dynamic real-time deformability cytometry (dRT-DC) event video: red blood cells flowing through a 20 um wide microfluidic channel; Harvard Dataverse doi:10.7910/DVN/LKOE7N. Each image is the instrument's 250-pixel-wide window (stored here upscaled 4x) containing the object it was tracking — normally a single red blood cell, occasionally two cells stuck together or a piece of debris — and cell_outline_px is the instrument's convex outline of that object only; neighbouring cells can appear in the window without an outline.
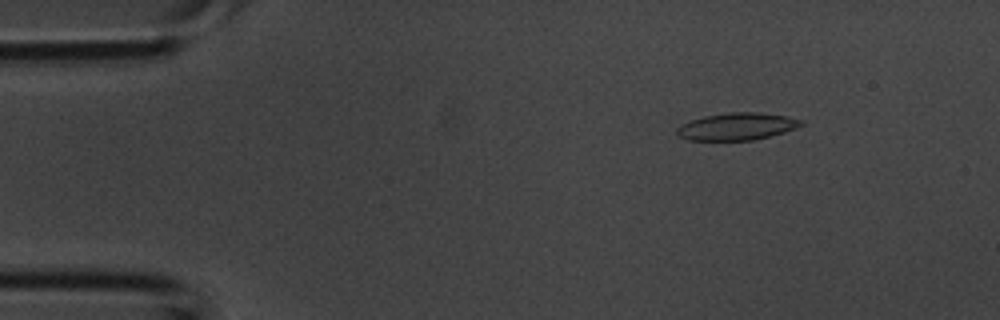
{"species": "common noctule bat (a hibernating species)", "species_latin": "Nyctalus noctula", "temperature_condition": "room temperature", "stored_images_in_passage": 38, "camera_frame_rate_fps": 3000, "um_per_image_px": 0.085, "animal": {"sex": "male", "body_mass_g": 20.1, "forearm_length_mm": 53.5}, "frame": {"image": 1, "passage_image": 5, "time_ms": 1.333, "image_size_px": [1000, 320], "cell_outline_px": [[804, 124], [796, 128], [784, 132], [752, 140], [688, 140], [676, 136], [676, 128], [680, 124], [704, 116], [728, 112], [756, 112], [788, 116], [804, 120]], "centroid_in_image_um": [62.62, 10.74], "position_along_channel_um": 22.4, "area_um2": 19.83}}
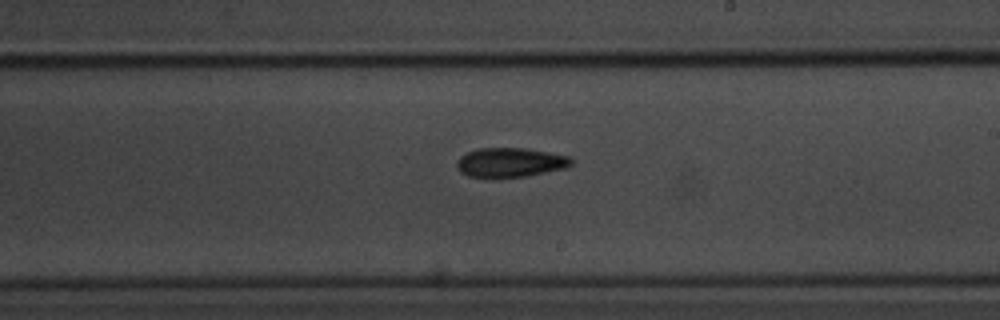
{"frame": {"image": 2, "passage_image": 22, "time_ms": 7.0, "image_size_px": [1000, 320], "cell_outline_px": [[572, 164], [568, 168], [524, 176], [492, 180], [468, 176], [460, 172], [456, 168], [456, 164], [460, 156], [476, 148], [524, 148], [568, 156], [572, 160]], "centroid_in_image_um": [43.31, 13.84], "position_along_channel_um": 245.7, "area_um2": 20.06}}
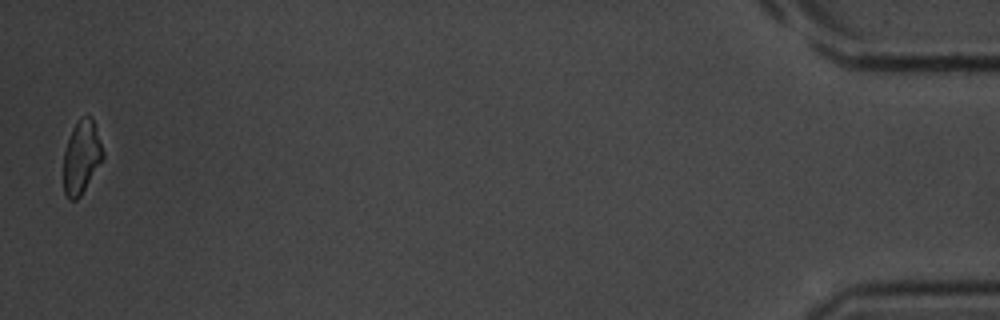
{"frame": {"image": 3, "passage_image": 38, "time_ms": 12.333, "image_size_px": [1000, 320], "cell_outline_px": [[104, 160], [80, 196], [76, 200], [68, 200], [64, 192], [64, 152], [72, 128], [80, 116], [92, 116], [96, 124], [104, 152]], "centroid_in_image_um": [6.96, 13.33], "position_along_channel_um": 428.2, "area_um2": 17.17}}